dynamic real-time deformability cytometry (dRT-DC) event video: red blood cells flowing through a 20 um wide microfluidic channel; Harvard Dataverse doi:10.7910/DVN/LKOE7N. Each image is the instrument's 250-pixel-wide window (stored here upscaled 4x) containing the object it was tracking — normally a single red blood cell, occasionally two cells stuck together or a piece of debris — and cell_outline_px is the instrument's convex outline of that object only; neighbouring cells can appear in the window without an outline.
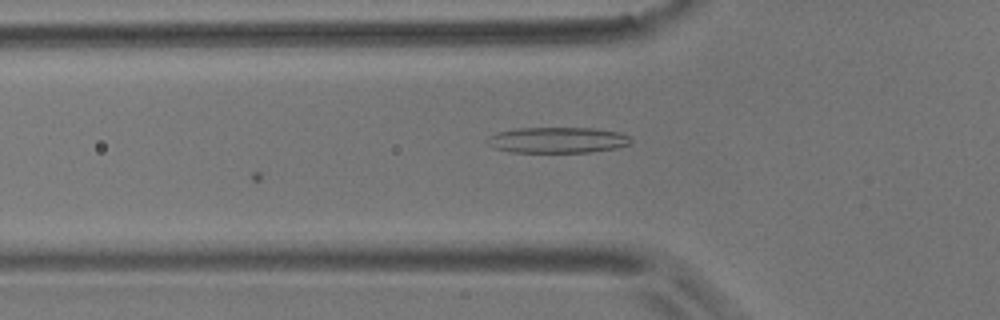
{"species": "common noctule bat (a hibernating species)", "species_latin": "Nyctalus noctula", "temperature_condition": "room temperature", "stored_images_in_passage": 18, "camera_frame_rate_fps": 3000, "um_per_image_px": 0.085, "animal": {"sex": "male", "body_mass_g": 17.9}, "frame": {"image": 1, "passage_image": 18, "time_ms": 5.667, "image_size_px": [1000, 320], "cell_outline_px": [[632, 140], [628, 144], [616, 148], [588, 152], [508, 152], [492, 148], [488, 144], [488, 136], [496, 132], [516, 128], [592, 128], [620, 132], [628, 136]], "centroid_in_image_um": [47.33, 11.9], "position_along_channel_um": 78.5, "area_um2": 21.68}}